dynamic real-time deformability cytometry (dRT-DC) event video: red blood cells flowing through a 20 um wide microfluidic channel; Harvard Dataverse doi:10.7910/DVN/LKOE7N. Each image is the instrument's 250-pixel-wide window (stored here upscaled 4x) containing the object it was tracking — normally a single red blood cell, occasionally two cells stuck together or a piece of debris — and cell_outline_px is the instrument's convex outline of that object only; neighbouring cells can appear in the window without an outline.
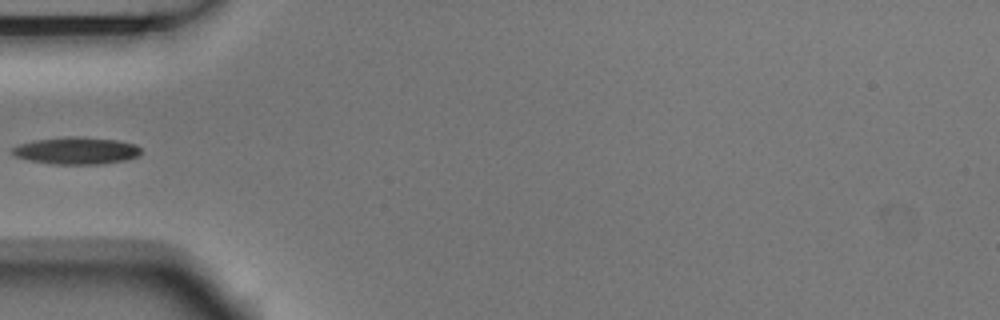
{"species": "Egyptian fruit bat (a non-hibernating species)", "species_latin": "Rousettus aegyptiacus", "temperature_condition": "room temperature", "stored_images_in_passage": 6, "camera_frame_rate_fps": 3000, "um_per_image_px": 0.085, "animal": {"sex": "male"}, "frame": {"image": 1, "passage_image": 5, "time_ms": 1.333, "image_size_px": [1000, 320], "cell_outline_px": [[140, 152], [136, 156], [124, 160], [104, 164], [52, 164], [28, 160], [16, 156], [12, 152], [12, 148], [20, 144], [36, 140], [68, 136], [76, 136], [116, 140], [136, 144], [140, 148]], "centroid_in_image_um": [6.49, 12.81], "position_along_channel_um": 78.5, "area_um2": 20.17}}
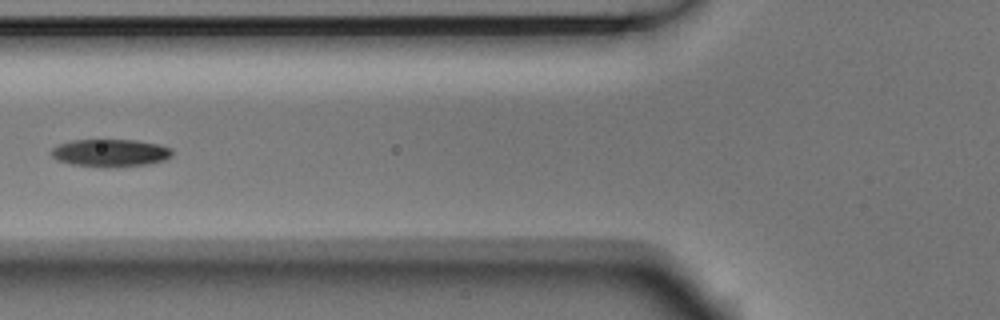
{"frame": {"image": 2, "passage_image": 6, "time_ms": 1.667, "image_size_px": [1000, 320], "cell_outline_px": [[172, 156], [164, 160], [148, 164], [112, 168], [104, 168], [72, 164], [56, 160], [52, 156], [52, 148], [60, 144], [72, 140], [136, 140], [160, 144], [172, 148]], "centroid_in_image_um": [9.41, 13.01], "position_along_channel_um": 116.4, "area_um2": 19.65}}